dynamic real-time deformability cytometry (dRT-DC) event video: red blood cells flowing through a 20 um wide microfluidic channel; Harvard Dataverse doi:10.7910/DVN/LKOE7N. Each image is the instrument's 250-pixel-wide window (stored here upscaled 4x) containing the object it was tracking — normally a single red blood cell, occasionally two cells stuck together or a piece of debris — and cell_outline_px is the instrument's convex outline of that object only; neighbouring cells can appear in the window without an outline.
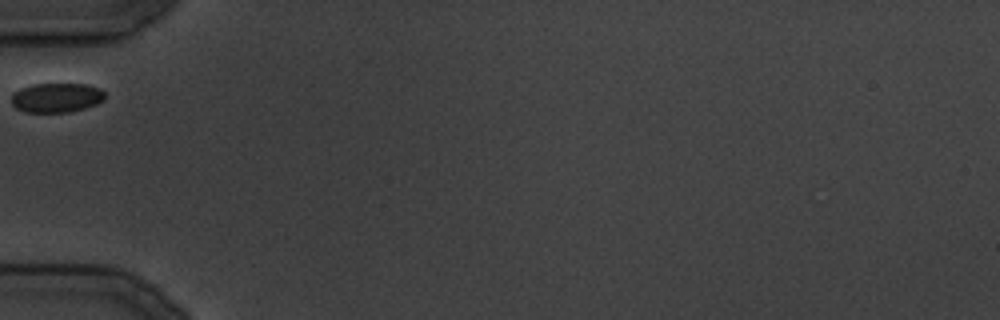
{"species": "common noctule bat (a hibernating species)", "species_latin": "Nyctalus noctula", "temperature_condition": "cold", "stored_images_in_passage": 19, "camera_frame_rate_fps": 3000, "um_per_image_px": 0.085, "animal": {"sex": "male", "body_mass_g": 19.5, "forearm_length_mm": 54.6}, "frame": {"image": 1, "passage_image": 1, "time_ms": 0.0, "image_size_px": [1000, 320], "cell_outline_px": [[104, 100], [96, 104], [84, 108], [68, 112], [24, 112], [16, 108], [12, 104], [12, 92], [20, 88], [32, 84], [88, 84], [100, 88], [104, 92]], "centroid_in_image_um": [4.78, 8.29], "position_along_channel_um": 80.2, "area_um2": 16.13}}